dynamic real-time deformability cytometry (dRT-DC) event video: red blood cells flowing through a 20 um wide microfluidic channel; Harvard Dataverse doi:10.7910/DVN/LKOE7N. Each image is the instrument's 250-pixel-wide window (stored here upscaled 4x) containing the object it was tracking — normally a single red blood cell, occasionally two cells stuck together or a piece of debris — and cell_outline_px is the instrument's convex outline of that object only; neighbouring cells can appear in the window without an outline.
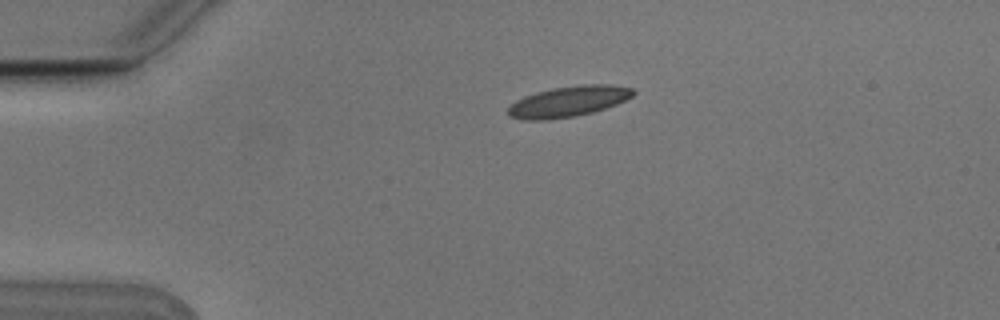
{"species": "Egyptian fruit bat (a non-hibernating species)", "species_latin": "Rousettus aegyptiacus", "temperature_condition": "cold", "stored_images_in_passage": 4, "camera_frame_rate_fps": 3000, "um_per_image_px": 0.085, "animal": {"sex": "male"}, "frame": {"image": 1, "passage_image": 1, "time_ms": 0.0, "image_size_px": [1000, 320], "cell_outline_px": [[636, 92], [632, 96], [616, 104], [592, 112], [576, 116], [544, 120], [528, 120], [508, 116], [508, 108], [516, 100], [524, 96], [536, 92], [556, 88], [584, 84], [612, 84], [632, 88]], "centroid_in_image_um": [48.32, 8.62], "position_along_channel_um": 36.7, "area_um2": 22.14}}
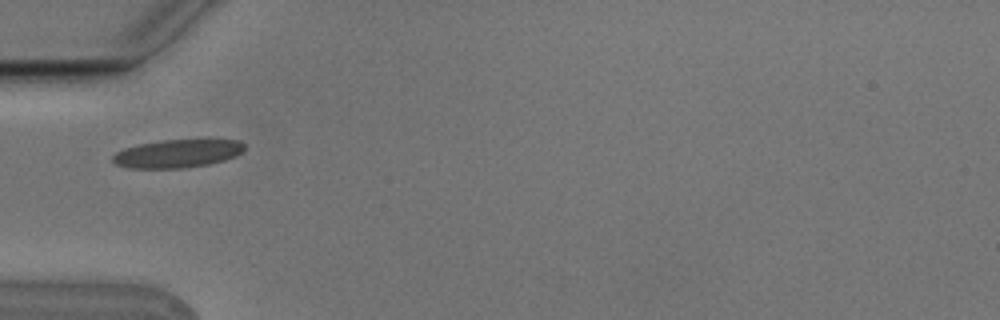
{"frame": {"image": 2, "passage_image": 3, "time_ms": 0.667, "image_size_px": [1000, 320], "cell_outline_px": [[244, 148], [240, 152], [224, 160], [208, 164], [180, 168], [128, 168], [116, 164], [112, 160], [112, 156], [116, 152], [124, 148], [140, 144], [160, 140], [240, 140], [244, 144]], "centroid_in_image_um": [15.03, 13.05], "position_along_channel_um": 70.0, "area_um2": 21.33}}